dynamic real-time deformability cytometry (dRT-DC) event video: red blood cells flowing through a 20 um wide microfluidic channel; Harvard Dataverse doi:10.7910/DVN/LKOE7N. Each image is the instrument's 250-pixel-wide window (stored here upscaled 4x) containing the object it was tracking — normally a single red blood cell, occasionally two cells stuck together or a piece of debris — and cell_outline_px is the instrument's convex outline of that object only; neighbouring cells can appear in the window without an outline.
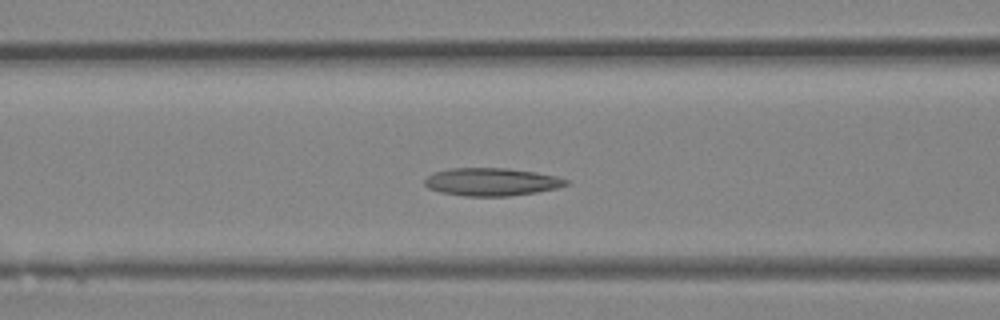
{"species": "Egyptian fruit bat (a non-hibernating species)", "species_latin": "Rousettus aegyptiacus", "temperature_condition": "room temperature", "stored_images_in_passage": 33, "camera_frame_rate_fps": 3000, "um_per_image_px": 0.085, "animal": {"sex": "female"}, "frame": {"image": 1, "passage_image": 12, "time_ms": 3.667, "image_size_px": [1000, 320], "cell_outline_px": [[568, 184], [556, 188], [536, 192], [508, 196], [464, 196], [440, 192], [428, 188], [424, 184], [424, 180], [432, 172], [452, 168], [508, 168], [536, 172], [556, 176], [568, 180]], "centroid_in_image_um": [41.75, 15.45], "position_along_channel_um": 124.9, "area_um2": 22.95}}
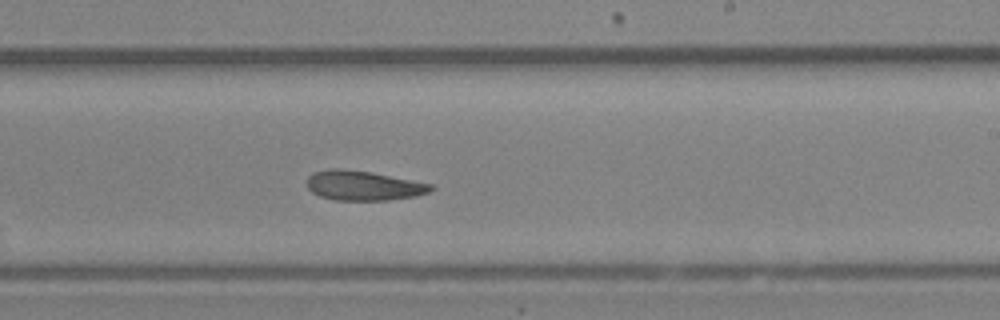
{"frame": {"image": 2, "passage_image": 19, "time_ms": 6.0, "image_size_px": [1000, 320], "cell_outline_px": [[436, 188], [428, 192], [416, 196], [388, 200], [336, 200], [320, 196], [312, 192], [308, 188], [308, 176], [312, 172], [328, 168], [340, 168], [372, 172], [432, 184]], "centroid_in_image_um": [30.88, 15.76], "position_along_channel_um": 258.1, "area_um2": 21.5}}
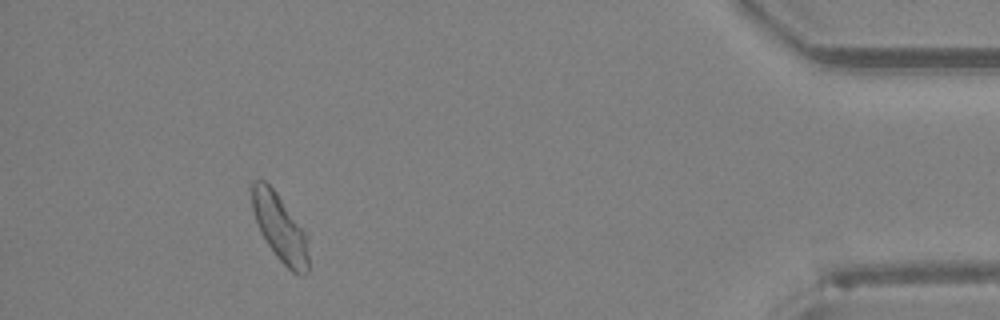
{"frame": {"image": 3, "passage_image": 30, "time_ms": 9.667, "image_size_px": [1000, 320], "cell_outline_px": [[308, 272], [300, 276], [292, 272], [276, 256], [260, 232], [252, 208], [252, 180], [264, 180], [276, 192], [308, 236]], "centroid_in_image_um": [23.81, 19.38], "position_along_channel_um": 411.4, "area_um2": 21.91}}